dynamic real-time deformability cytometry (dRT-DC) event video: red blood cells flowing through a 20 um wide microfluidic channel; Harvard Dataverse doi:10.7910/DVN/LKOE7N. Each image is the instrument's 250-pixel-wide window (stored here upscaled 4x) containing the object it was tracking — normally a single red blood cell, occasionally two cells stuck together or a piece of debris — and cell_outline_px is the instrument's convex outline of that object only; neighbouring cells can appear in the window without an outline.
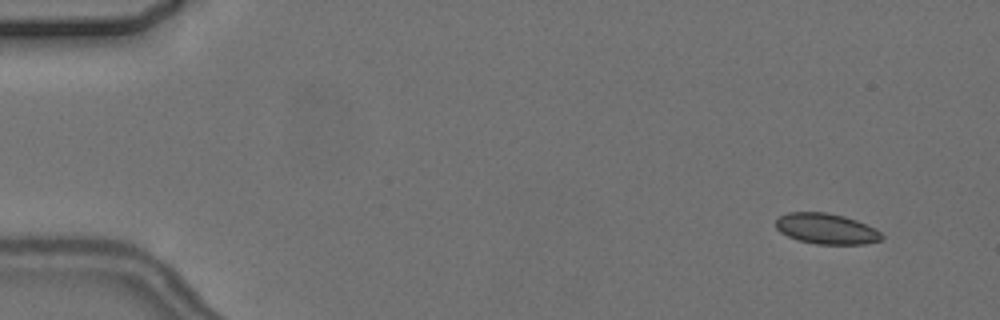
{"species": "common noctule bat (a hibernating species)", "species_latin": "Nyctalus noctula", "temperature_condition": "cold", "stored_images_in_passage": 4, "segment_of_instrument_passage": [1, 2], "camera_frame_rate_fps": 3000, "um_per_image_px": 0.085, "animal": {"sex": "female", "body_mass_g": 24.6, "forearm_length_mm": 56.2}, "frame": {"image": 1, "passage_image": 1, "time_ms": 0.0, "image_size_px": [1000, 320], "cell_outline_px": [[884, 236], [880, 240], [864, 244], [816, 244], [800, 240], [788, 236], [780, 232], [776, 228], [776, 220], [780, 216], [788, 212], [828, 212], [844, 216], [856, 220], [876, 228]], "centroid_in_image_um": [70.25, 19.43], "position_along_channel_um": 14.8, "area_um2": 18.9}}